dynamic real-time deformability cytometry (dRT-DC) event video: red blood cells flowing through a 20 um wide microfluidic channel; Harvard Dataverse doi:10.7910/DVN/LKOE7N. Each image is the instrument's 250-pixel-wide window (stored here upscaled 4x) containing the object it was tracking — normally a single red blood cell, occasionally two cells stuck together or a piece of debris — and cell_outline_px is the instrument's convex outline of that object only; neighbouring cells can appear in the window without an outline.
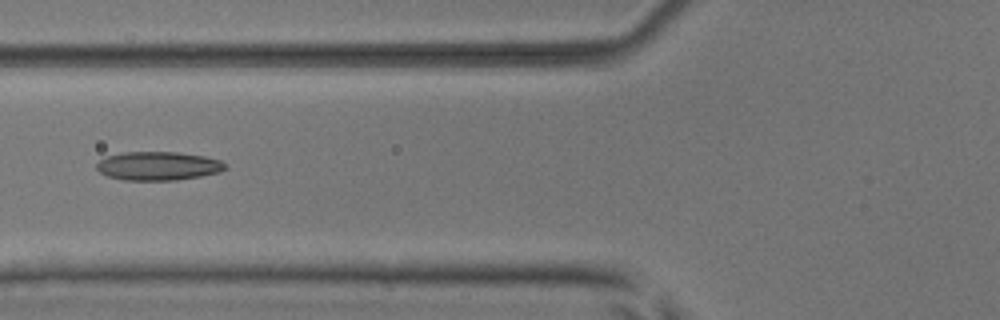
{"species": "common noctule bat (a hibernating species)", "species_latin": "Nyctalus noctula", "temperature_condition": "room temperature", "stored_images_in_passage": 7, "camera_frame_rate_fps": 3000, "um_per_image_px": 0.085, "animal": {"sex": "male", "body_mass_g": 17.9, "forearm_length_mm": 54.2}, "frame": {"image": 1, "passage_image": 5, "time_ms": 1.333, "image_size_px": [1000, 320], "cell_outline_px": [[228, 164], [220, 172], [200, 176], [176, 180], [124, 180], [108, 176], [100, 172], [96, 168], [96, 164], [100, 160], [108, 156], [124, 152], [176, 152], [204, 156], [220, 160]], "centroid_in_image_um": [13.45, 14.1], "position_along_channel_um": 112.4, "area_um2": 21.39}}
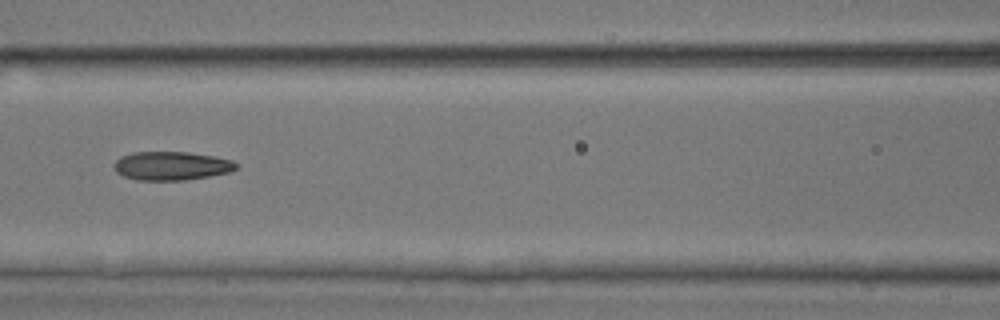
{"frame": {"image": 2, "passage_image": 6, "time_ms": 1.667, "image_size_px": [1000, 320], "cell_outline_px": [[240, 164], [236, 168], [228, 172], [208, 176], [184, 180], [136, 180], [124, 176], [116, 172], [112, 164], [120, 156], [132, 152], [188, 152], [212, 156], [232, 160]], "centroid_in_image_um": [14.53, 14.09], "position_along_channel_um": 152.1, "area_um2": 20.4}}
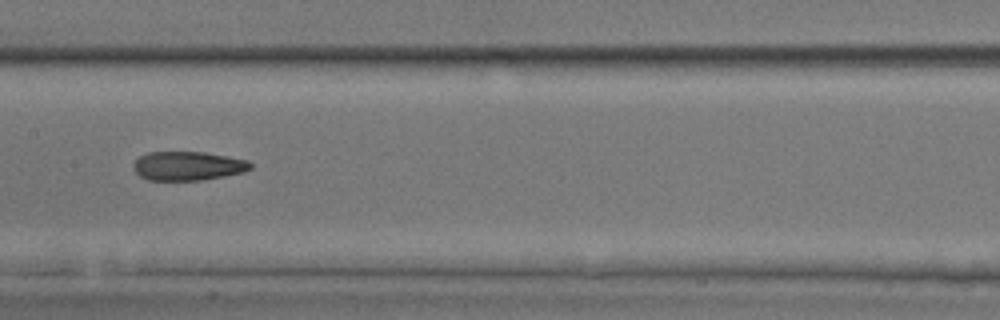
{"frame": {"image": 3, "passage_image": 7, "time_ms": 2.0, "image_size_px": [1000, 320], "cell_outline_px": [[252, 168], [244, 172], [204, 180], [148, 180], [140, 176], [132, 168], [132, 164], [140, 156], [148, 152], [204, 152], [228, 156], [248, 160], [252, 164]], "centroid_in_image_um": [15.97, 14.1], "position_along_channel_um": 191.4, "area_um2": 19.88}}